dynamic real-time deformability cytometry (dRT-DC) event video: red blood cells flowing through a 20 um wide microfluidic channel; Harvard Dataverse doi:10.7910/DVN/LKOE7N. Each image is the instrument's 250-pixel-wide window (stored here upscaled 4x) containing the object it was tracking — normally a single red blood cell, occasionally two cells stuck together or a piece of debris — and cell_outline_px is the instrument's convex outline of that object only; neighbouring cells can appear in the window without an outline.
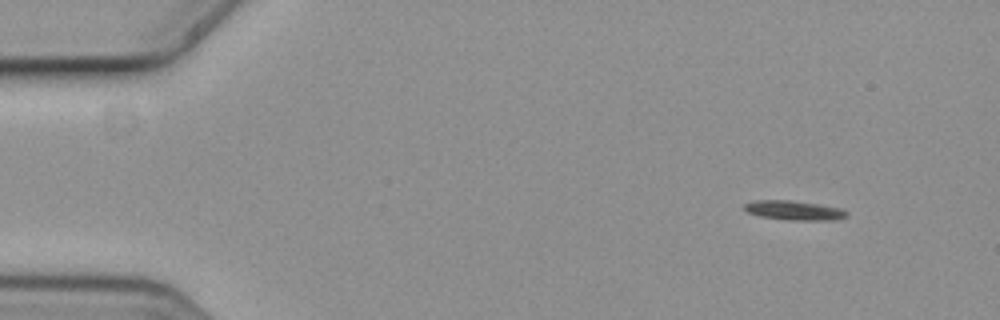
{"species": "common noctule bat (a hibernating species)", "species_latin": "Nyctalus noctula", "temperature_condition": "cold", "stored_images_in_passage": 4, "camera_frame_rate_fps": 3000, "um_per_image_px": 0.085, "animal": {"sex": "female", "body_mass_g": 19.3, "forearm_length_mm": 54.1}, "frame": {"image": 1, "passage_image": 1, "time_ms": 0.0, "image_size_px": [1000, 320], "cell_outline_px": [[848, 216], [840, 220], [788, 220], [760, 216], [748, 212], [744, 208], [744, 204], [756, 200], [788, 200], [816, 204], [840, 208], [848, 212]], "centroid_in_image_um": [67.54, 17.89], "position_along_channel_um": 17.5, "area_um2": 11.5}}
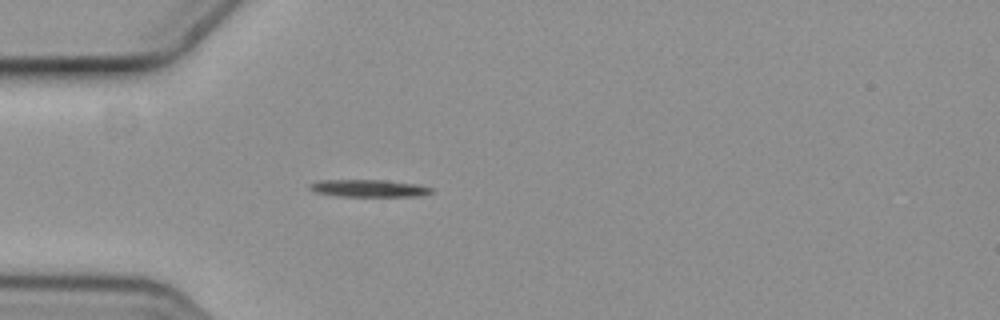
{"frame": {"image": 2, "passage_image": 4, "time_ms": 1.0, "image_size_px": [1000, 320], "cell_outline_px": [[436, 192], [420, 196], [340, 196], [316, 192], [308, 188], [308, 184], [320, 180], [384, 180], [420, 184], [432, 188]], "centroid_in_image_um": [31.41, 16.0], "position_along_channel_um": 53.6, "area_um2": 12.37}}